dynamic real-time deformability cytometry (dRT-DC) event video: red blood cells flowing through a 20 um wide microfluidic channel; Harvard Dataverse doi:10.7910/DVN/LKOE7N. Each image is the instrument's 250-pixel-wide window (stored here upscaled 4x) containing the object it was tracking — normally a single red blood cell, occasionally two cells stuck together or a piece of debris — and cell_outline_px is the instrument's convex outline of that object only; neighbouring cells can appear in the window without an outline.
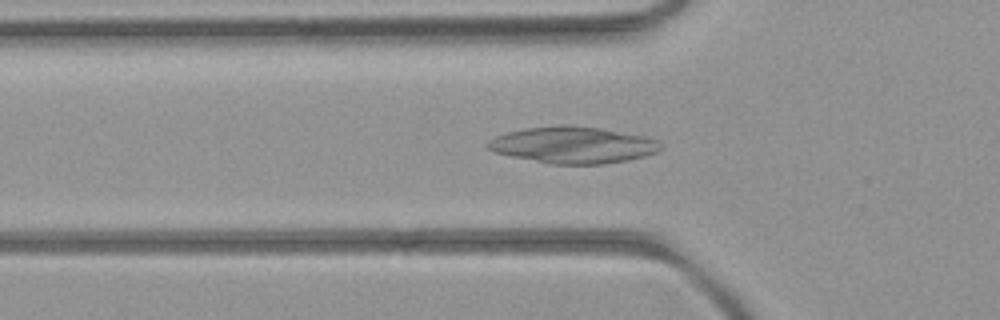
{"species": "common noctule bat (a hibernating species)", "species_latin": "Nyctalus noctula", "temperature_condition": "room temperature", "stored_images_in_passage": 51, "camera_frame_rate_fps": 3000, "um_per_image_px": 0.085, "animal": {"sex": "female", "body_mass_g": 21.9}, "frame": {"image": 1, "passage_image": 17, "time_ms": 5.333, "image_size_px": [1000, 320], "cell_outline_px": [[664, 148], [656, 152], [644, 156], [628, 160], [604, 164], [552, 164], [512, 156], [496, 152], [488, 148], [484, 144], [488, 140], [496, 136], [508, 132], [524, 128], [560, 124], [564, 124], [600, 128], [644, 136], [656, 140], [664, 144]], "centroid_in_image_um": [48.72, 12.31], "position_along_channel_um": 77.1, "area_um2": 36.93}}
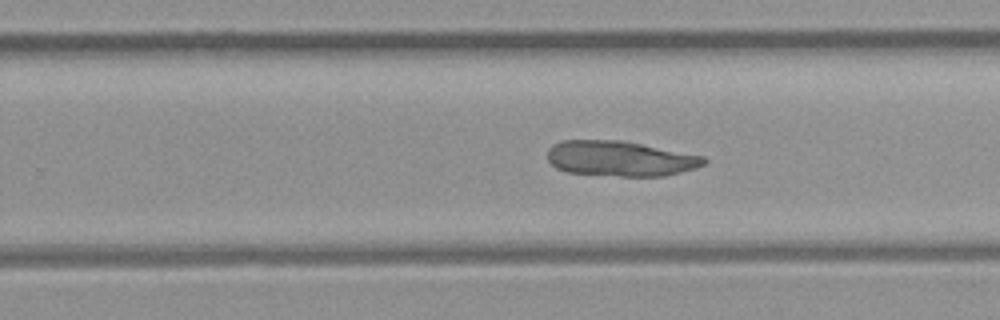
{"frame": {"image": 2, "passage_image": 32, "time_ms": 10.333, "image_size_px": [1000, 320], "cell_outline_px": [[708, 160], [704, 164], [696, 168], [664, 176], [620, 176], [568, 172], [556, 168], [548, 160], [548, 148], [552, 144], [560, 140], [624, 140], [704, 156]], "centroid_in_image_um": [52.71, 13.46], "position_along_channel_um": 277.1, "area_um2": 32.31}}
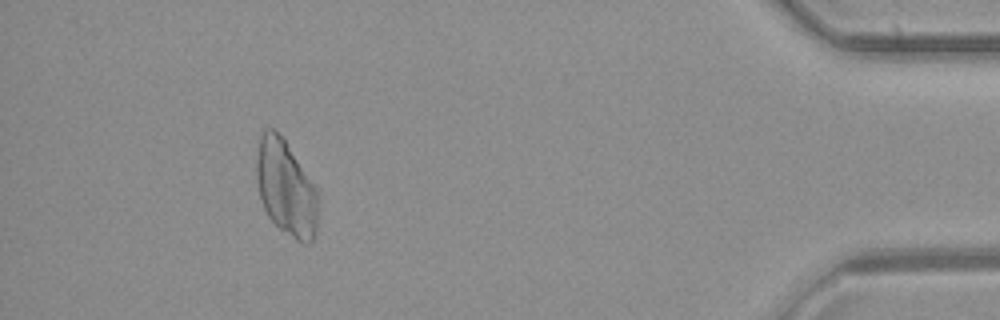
{"frame": {"image": 3, "passage_image": 47, "time_ms": 15.333, "image_size_px": [1000, 320], "cell_outline_px": [[320, 200], [316, 236], [308, 244], [300, 244], [280, 228], [268, 216], [264, 208], [260, 196], [256, 176], [256, 160], [260, 136], [264, 128], [272, 128], [284, 140], [316, 188]], "centroid_in_image_um": [24.33, 16.04], "position_along_channel_um": 410.9, "area_um2": 34.33}}